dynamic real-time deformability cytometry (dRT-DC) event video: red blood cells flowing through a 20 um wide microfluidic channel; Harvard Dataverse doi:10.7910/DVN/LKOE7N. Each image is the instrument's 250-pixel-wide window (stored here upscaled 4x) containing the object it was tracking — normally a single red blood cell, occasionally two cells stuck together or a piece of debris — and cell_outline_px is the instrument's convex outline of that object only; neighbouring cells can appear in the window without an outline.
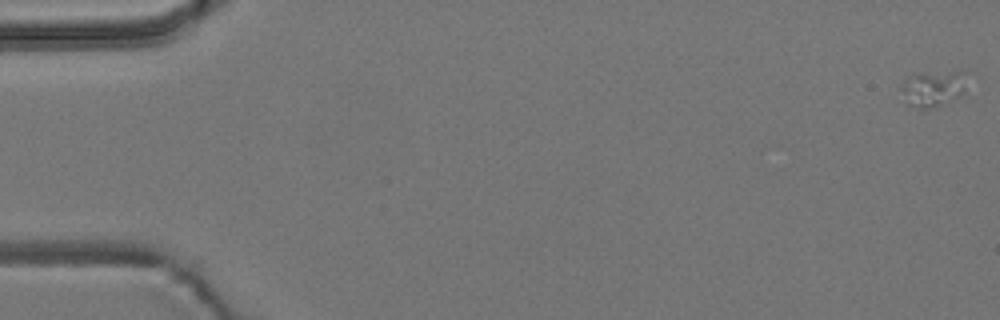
{"species": "common noctule bat (a hibernating species)", "species_latin": "Nyctalus noctula", "temperature_condition": "room temperature", "stored_images_in_passage": 4, "camera_frame_rate_fps": 3000, "um_per_image_px": 0.085, "animal": {"sex": "male", "body_mass_g": 19.2, "forearm_length_mm": 51.8}, "frame": {"image": 1, "passage_image": 1, "time_ms": 0.0, "image_size_px": [1000, 320], "cell_outline_px": [[964, 92], [940, 104], [928, 108], [920, 108], [900, 88], [904, 80], [908, 76], [916, 72], [960, 72]], "centroid_in_image_um": [79.26, 7.45], "position_along_channel_um": 5.7, "area_um2": 12.37}}